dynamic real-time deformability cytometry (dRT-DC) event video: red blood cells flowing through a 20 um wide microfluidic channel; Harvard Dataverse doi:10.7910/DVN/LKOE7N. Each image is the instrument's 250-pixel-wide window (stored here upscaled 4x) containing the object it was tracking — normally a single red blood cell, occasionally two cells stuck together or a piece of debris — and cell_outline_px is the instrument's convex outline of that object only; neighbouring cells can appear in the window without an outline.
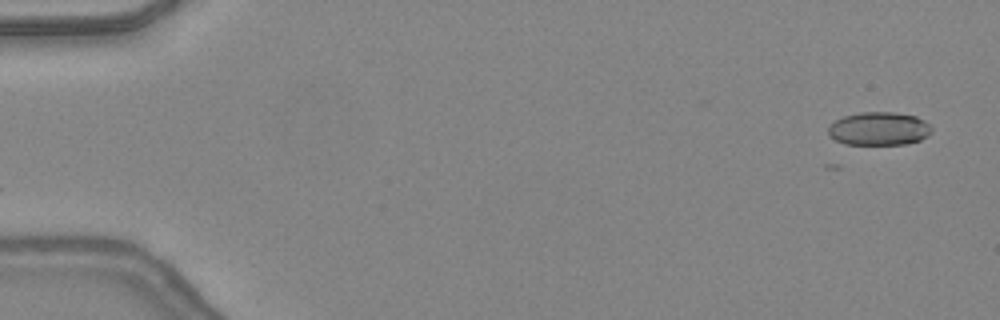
{"species": "common noctule bat (a hibernating species)", "species_latin": "Nyctalus noctula", "temperature_condition": "warm", "stored_images_in_passage": 9, "camera_frame_rate_fps": 3000, "um_per_image_px": 0.085, "animal": {"sex": "female", "body_mass_g": 24.6, "forearm_length_mm": 56.2}, "frame": {"image": 1, "passage_image": 1, "time_ms": 0.0, "image_size_px": [1000, 320], "cell_outline_px": [[932, 132], [928, 136], [920, 140], [904, 144], [844, 144], [836, 140], [828, 132], [828, 128], [836, 120], [844, 116], [860, 112], [892, 112], [916, 116], [924, 120], [932, 128]], "centroid_in_image_um": [74.74, 10.93], "position_along_channel_um": 10.3, "area_um2": 19.94}}